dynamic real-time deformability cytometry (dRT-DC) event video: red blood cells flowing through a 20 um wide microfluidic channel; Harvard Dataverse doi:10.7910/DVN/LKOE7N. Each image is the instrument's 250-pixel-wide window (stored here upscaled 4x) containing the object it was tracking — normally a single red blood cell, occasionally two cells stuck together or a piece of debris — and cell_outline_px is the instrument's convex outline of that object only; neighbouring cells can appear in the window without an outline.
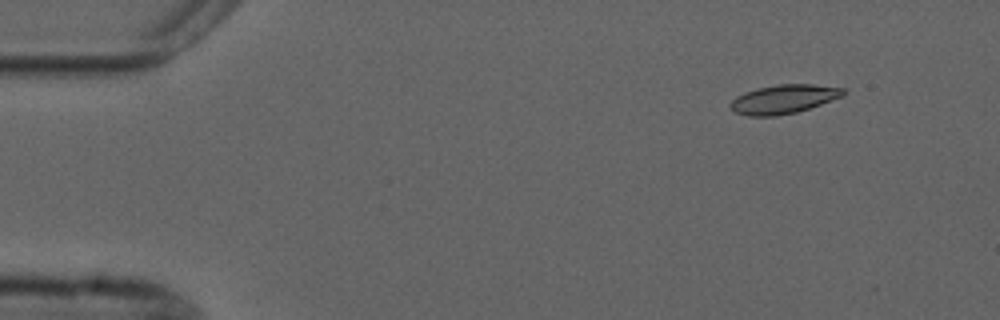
{"species": "common noctule bat (a hibernating species)", "species_latin": "Nyctalus noctula", "temperature_condition": "cold", "stored_images_in_passage": 4, "camera_frame_rate_fps": 3000, "um_per_image_px": 0.085, "animal": {"sex": "male", "forearm_length_mm": 52.5}, "frame": {"image": 1, "passage_image": 2, "time_ms": 1.333, "image_size_px": [1000, 320], "cell_outline_px": [[848, 92], [844, 96], [796, 112], [776, 116], [748, 116], [736, 112], [728, 104], [736, 96], [744, 92], [756, 88], [780, 84], [812, 84], [844, 88]], "centroid_in_image_um": [66.62, 8.42], "position_along_channel_um": 18.4, "area_um2": 19.02}}
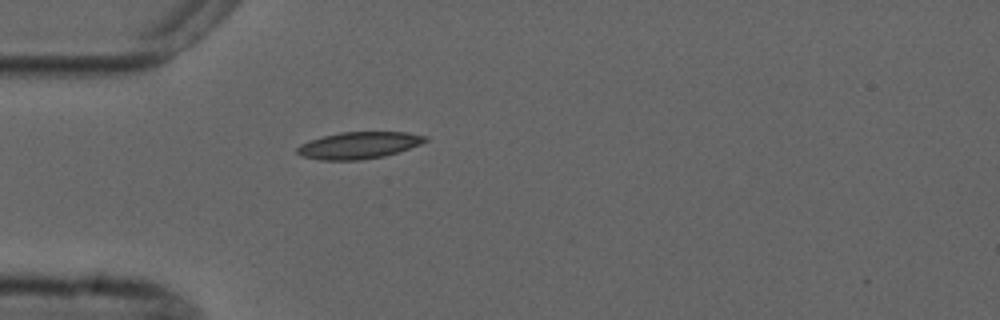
{"frame": {"image": 2, "passage_image": 4, "time_ms": 4.667, "image_size_px": [1000, 320], "cell_outline_px": [[428, 140], [420, 144], [384, 156], [360, 160], [320, 160], [300, 156], [296, 152], [296, 148], [300, 144], [308, 140], [340, 132], [408, 132], [428, 136]], "centroid_in_image_um": [30.46, 12.35], "position_along_channel_um": 54.5, "area_um2": 20.06}}